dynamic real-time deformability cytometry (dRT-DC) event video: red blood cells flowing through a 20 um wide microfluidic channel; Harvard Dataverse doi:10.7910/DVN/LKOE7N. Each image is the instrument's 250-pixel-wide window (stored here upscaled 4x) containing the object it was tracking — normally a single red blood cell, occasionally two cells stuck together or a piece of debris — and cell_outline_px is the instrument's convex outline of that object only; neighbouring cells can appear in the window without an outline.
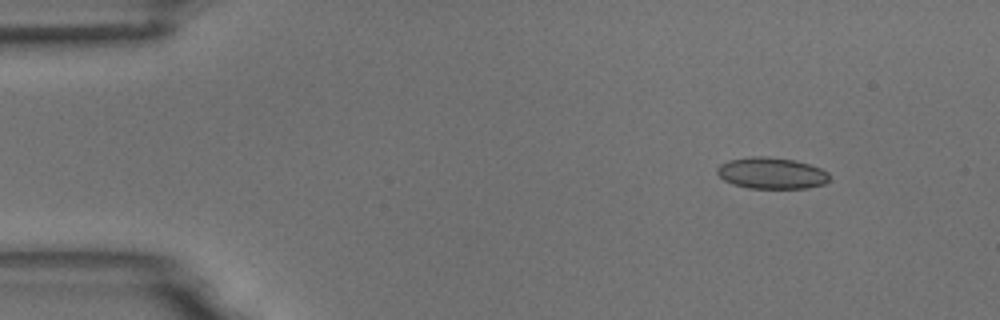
{"species": "common noctule bat (a hibernating species)", "species_latin": "Nyctalus noctula", "temperature_condition": "room temperature", "stored_images_in_passage": 49, "camera_frame_rate_fps": 3000, "um_per_image_px": 0.085, "animal": {"sex": "male", "body_mass_g": 18.8}, "frame": {"image": 1, "passage_image": 1, "time_ms": 0.0, "image_size_px": [1000, 320], "cell_outline_px": [[828, 180], [824, 184], [808, 188], [748, 188], [732, 184], [724, 180], [716, 172], [716, 168], [720, 164], [728, 160], [748, 156], [768, 156], [792, 160], [808, 164], [820, 168], [828, 172]], "centroid_in_image_um": [65.54, 14.71], "position_along_channel_um": 19.5, "area_um2": 20.58}}
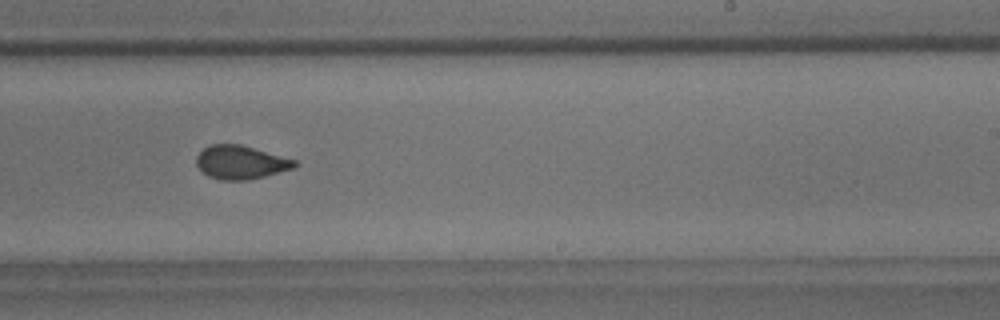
{"frame": {"image": 2, "passage_image": 28, "time_ms": 9.0, "image_size_px": [1000, 320], "cell_outline_px": [[300, 164], [296, 168], [248, 180], [220, 180], [208, 176], [196, 164], [196, 156], [208, 144], [240, 144], [296, 160]], "centroid_in_image_um": [20.48, 13.8], "position_along_channel_um": 268.5, "area_um2": 19.25}}
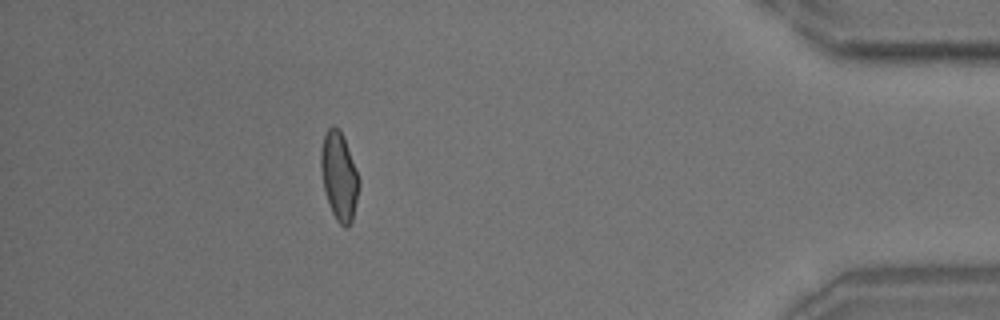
{"frame": {"image": 3, "passage_image": 43, "time_ms": 14.0, "image_size_px": [1000, 320], "cell_outline_px": [[360, 184], [352, 220], [348, 228], [344, 228], [336, 220], [332, 212], [324, 188], [320, 168], [320, 152], [324, 136], [328, 128], [332, 124], [340, 128], [344, 136], [360, 180]], "centroid_in_image_um": [28.83, 14.94], "position_along_channel_um": 406.4, "area_um2": 19.65}, "authors_computed_cell_mechanics": {"area_um2": 19.5942, "velocity_mm_per_s": 3.7368, "shape_relaxation_time_tau1_ms": 7.1937, "shape_relaxation_time_tau2_ms": 1.2468, "deformation_change_tau1": 0.1415, "deformation_change_tau2": 0.0517}}